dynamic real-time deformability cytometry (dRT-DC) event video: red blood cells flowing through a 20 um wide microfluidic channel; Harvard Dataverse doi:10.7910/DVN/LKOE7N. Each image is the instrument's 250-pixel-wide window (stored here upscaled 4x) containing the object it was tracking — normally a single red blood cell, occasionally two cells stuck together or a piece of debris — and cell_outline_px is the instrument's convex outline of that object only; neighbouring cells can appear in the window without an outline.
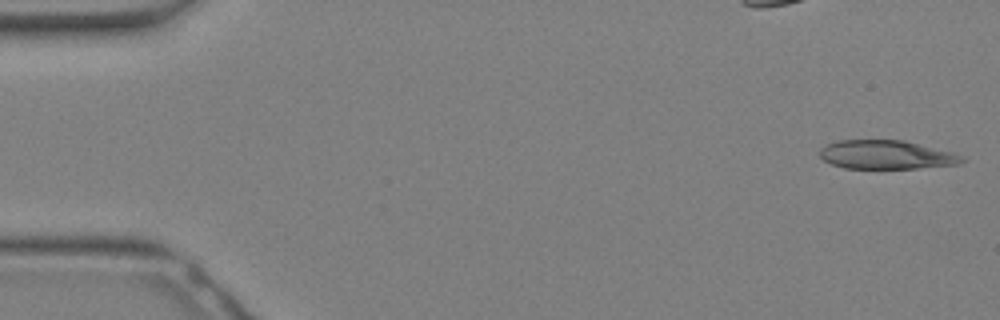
{"species": "Egyptian fruit bat (a non-hibernating species)", "species_latin": "Rousettus aegyptiacus", "temperature_condition": "warm", "stored_images_in_passage": 32, "camera_frame_rate_fps": 3000, "um_per_image_px": 0.085, "animal": {"sex": "female"}, "frame": {"image": 1, "passage_image": 1, "time_ms": 0.0, "image_size_px": [1000, 320], "cell_outline_px": [[964, 160], [960, 164], [916, 168], [844, 168], [832, 164], [824, 160], [820, 156], [820, 148], [836, 140], [904, 140], [952, 152], [964, 156]], "centroid_in_image_um": [75.34, 13.15], "position_along_channel_um": 9.7, "area_um2": 23.76}}
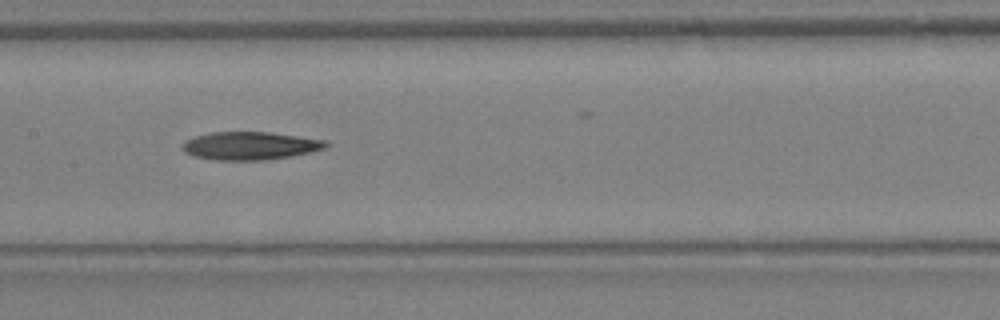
{"frame": {"image": 2, "passage_image": 16, "time_ms": 5.0, "image_size_px": [1000, 320], "cell_outline_px": [[332, 144], [324, 148], [312, 152], [264, 160], [216, 160], [196, 156], [184, 152], [180, 148], [184, 140], [196, 136], [212, 132], [268, 132], [328, 140]], "centroid_in_image_um": [21.27, 12.38], "position_along_channel_um": 186.1, "area_um2": 23.47}}
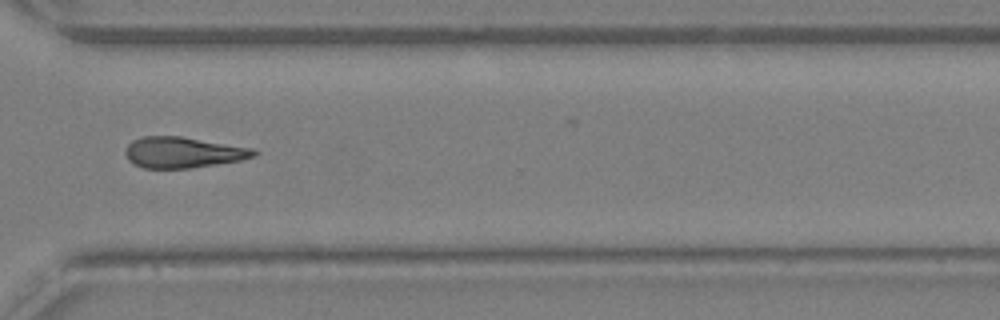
{"frame": {"image": 3, "passage_image": 24, "time_ms": 7.667, "image_size_px": [1000, 320], "cell_outline_px": [[260, 152], [256, 156], [240, 160], [192, 168], [144, 168], [128, 160], [124, 152], [128, 144], [132, 140], [144, 136], [180, 136], [256, 148]], "centroid_in_image_um": [15.6, 12.95], "position_along_channel_um": 355.0, "area_um2": 23.29}}